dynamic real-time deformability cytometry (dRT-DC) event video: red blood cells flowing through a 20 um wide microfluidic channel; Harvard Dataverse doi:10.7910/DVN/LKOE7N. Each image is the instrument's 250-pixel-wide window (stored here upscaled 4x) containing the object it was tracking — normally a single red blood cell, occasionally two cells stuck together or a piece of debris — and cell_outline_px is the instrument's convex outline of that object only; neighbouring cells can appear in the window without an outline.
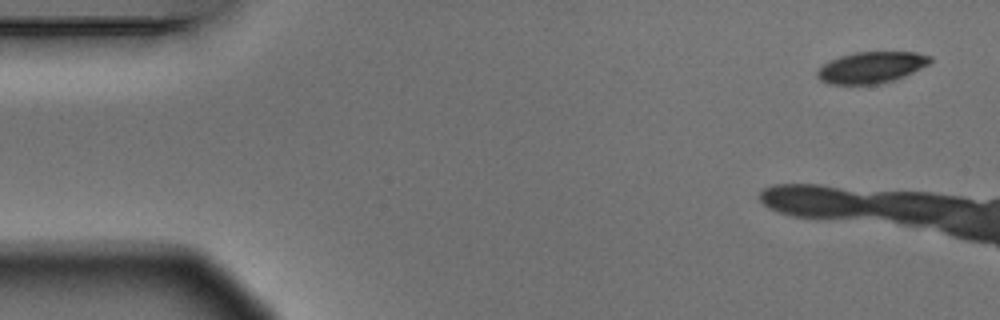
{"species": "Egyptian fruit bat (a non-hibernating species)", "species_latin": "Rousettus aegyptiacus", "temperature_condition": "warm", "stored_images_in_passage": 3, "camera_frame_rate_fps": 3000, "um_per_image_px": 0.085, "animal": {"sex": "male"}, "frame": {"image": 1, "passage_image": 1, "time_ms": 0.0, "image_size_px": [1000, 320], "cell_outline_px": [[932, 60], [928, 64], [904, 76], [892, 80], [876, 84], [828, 84], [820, 80], [816, 76], [816, 72], [824, 64], [840, 56], [856, 52], [916, 52], [932, 56]], "centroid_in_image_um": [74.05, 5.73], "position_along_channel_um": 10.9, "area_um2": 20.4}}